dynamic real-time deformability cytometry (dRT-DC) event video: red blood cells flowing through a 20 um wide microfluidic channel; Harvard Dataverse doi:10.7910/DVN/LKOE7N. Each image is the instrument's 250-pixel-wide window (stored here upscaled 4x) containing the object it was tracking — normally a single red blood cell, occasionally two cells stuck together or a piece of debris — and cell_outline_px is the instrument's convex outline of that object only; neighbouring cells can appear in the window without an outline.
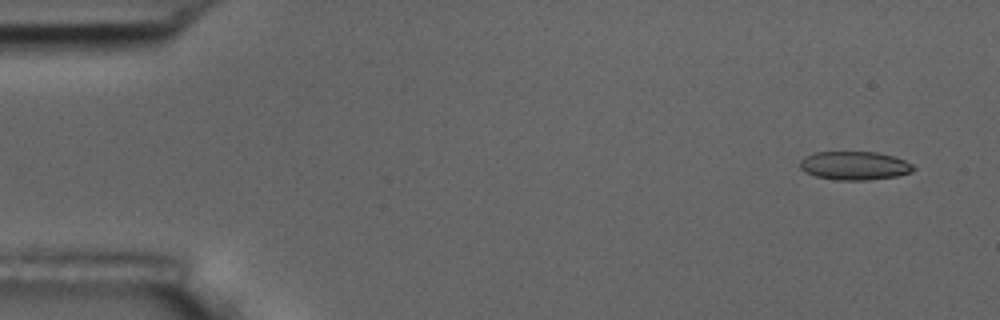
{"species": "common noctule bat (a hibernating species)", "species_latin": "Nyctalus noctula", "temperature_condition": "room temperature", "stored_images_in_passage": 6, "segment_of_instrument_passage": [1, 2], "camera_frame_rate_fps": 3000, "um_per_image_px": 0.085, "animal": {"sex": "male", "body_mass_g": 17.5, "forearm_length_mm": 52.3}, "frame": {"image": 1, "passage_image": 2, "time_ms": 1.0, "image_size_px": [1000, 320], "cell_outline_px": [[916, 168], [912, 172], [896, 176], [868, 180], [836, 180], [816, 176], [804, 172], [800, 168], [800, 160], [804, 156], [816, 152], [876, 152], [892, 156], [904, 160], [912, 164]], "centroid_in_image_um": [72.62, 14.08], "position_along_channel_um": 12.4, "area_um2": 18.9}}
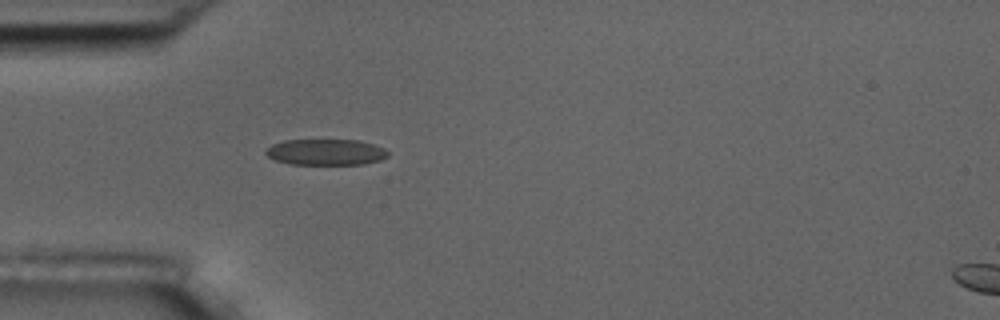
{"frame": {"image": 2, "passage_image": 5, "time_ms": 5.333, "image_size_px": [1000, 320], "cell_outline_px": [[388, 156], [380, 160], [364, 164], [292, 164], [276, 160], [268, 156], [264, 152], [272, 144], [284, 140], [360, 140], [384, 148], [388, 152]], "centroid_in_image_um": [27.7, 12.92], "position_along_channel_um": 57.3, "area_um2": 18.44}}